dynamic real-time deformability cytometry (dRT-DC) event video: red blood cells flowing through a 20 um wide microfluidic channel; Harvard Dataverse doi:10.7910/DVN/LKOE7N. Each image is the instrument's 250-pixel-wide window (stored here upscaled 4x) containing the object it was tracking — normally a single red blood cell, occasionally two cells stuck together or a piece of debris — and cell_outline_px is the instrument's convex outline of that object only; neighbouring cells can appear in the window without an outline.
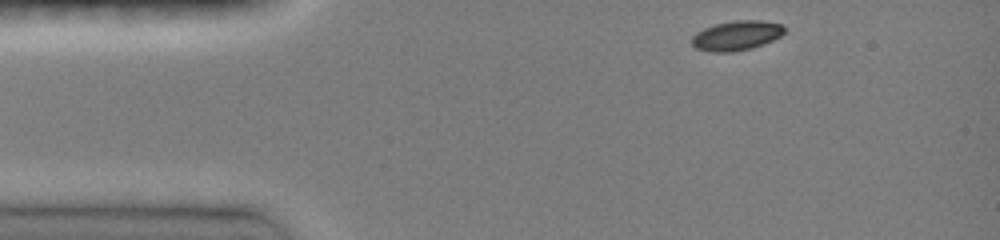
{"species": "common noctule bat (a hibernating species)", "species_latin": "Nyctalus noctula", "temperature_condition": "room temperature", "stored_images_in_passage": 15, "camera_frame_rate_fps": 3000, "um_per_image_px": 0.085, "animal": {"sex": "female", "body_mass_g": 19.0, "forearm_length_mm": 51.5}, "frame": {"image": 1, "passage_image": 1, "time_ms": 0.0, "image_size_px": [1000, 240], "cell_outline_px": [[784, 32], [780, 36], [764, 44], [752, 48], [732, 52], [712, 52], [696, 48], [692, 44], [692, 36], [696, 32], [704, 28], [716, 24], [736, 20], [760, 20], [784, 24]], "centroid_in_image_um": [62.61, 3.02], "position_along_channel_um": 22.4, "area_um2": 16.01}}
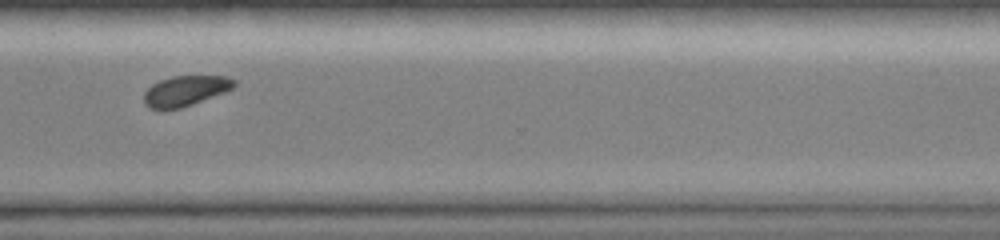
{"frame": {"image": 2, "passage_image": 13, "time_ms": 9.667, "image_size_px": [1000, 240], "cell_outline_px": [[236, 84], [232, 88], [224, 92], [192, 104], [180, 108], [148, 108], [144, 104], [144, 92], [152, 84], [160, 80], [172, 76], [228, 76], [236, 80]], "centroid_in_image_um": [15.76, 7.7], "position_along_channel_um": 354.8, "area_um2": 15.72}}
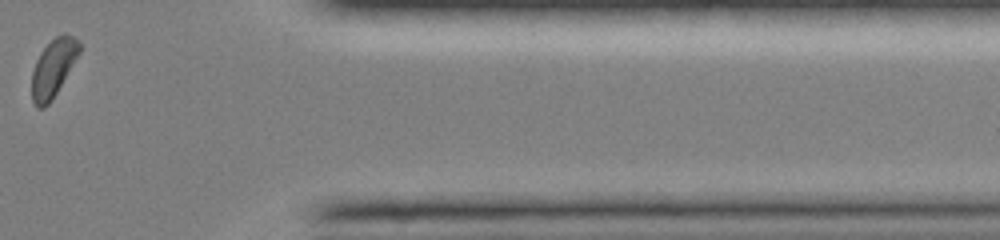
{"frame": {"image": 3, "passage_image": 15, "time_ms": 11.333, "image_size_px": [1000, 240], "cell_outline_px": [[80, 52], [52, 100], [44, 108], [36, 108], [32, 100], [32, 72], [36, 60], [40, 52], [56, 36], [64, 32], [72, 36], [80, 44]], "centroid_in_image_um": [4.51, 5.79], "position_along_channel_um": 406.9, "area_um2": 15.78}, "authors_computed_cell_mechanics": {"area_um2": 16.0684, "velocity_mm_per_s": 4.0814, "shape_relaxation_time_tau1_ms": 2.2526, "shape_relaxation_time_tau2_ms": null, "deformation_change_tau1": 0.0618, "deformation_change_tau2": null}}